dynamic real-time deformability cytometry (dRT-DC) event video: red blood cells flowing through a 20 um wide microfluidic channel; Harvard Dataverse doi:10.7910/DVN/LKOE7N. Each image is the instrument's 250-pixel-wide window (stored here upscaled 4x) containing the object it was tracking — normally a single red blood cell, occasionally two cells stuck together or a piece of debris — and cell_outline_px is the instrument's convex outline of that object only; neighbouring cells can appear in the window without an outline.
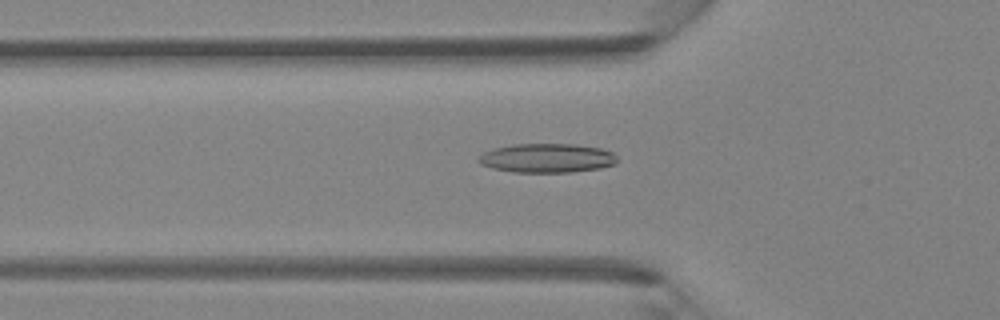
{"species": "Egyptian fruit bat (a non-hibernating species)", "species_latin": "Rousettus aegyptiacus", "temperature_condition": "room temperature", "stored_images_in_passage": 42, "segment_of_instrument_passage": [1, 2], "camera_frame_rate_fps": 3000, "um_per_image_px": 0.085, "animal": {"sex": "female"}, "frame": {"image": 1, "passage_image": 11, "time_ms": 3.333, "image_size_px": [1000, 320], "cell_outline_px": [[616, 164], [600, 168], [572, 172], [512, 172], [492, 168], [480, 164], [476, 160], [484, 152], [492, 148], [512, 144], [576, 144], [600, 148], [612, 152], [616, 156]], "centroid_in_image_um": [46.47, 13.43], "position_along_channel_um": 79.3, "area_um2": 23.64}}
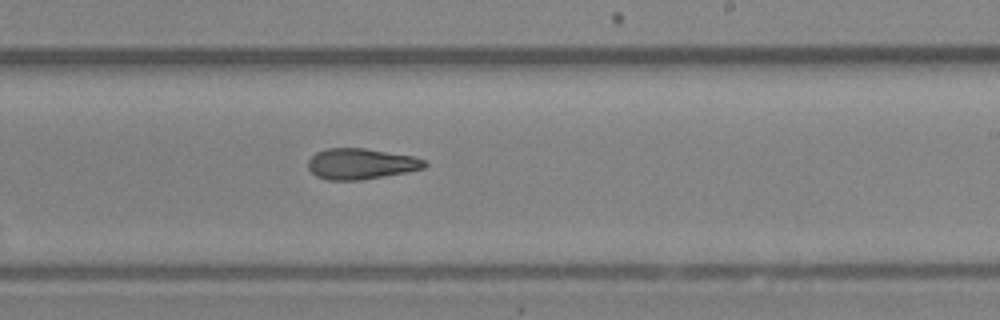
{"frame": {"image": 2, "passage_image": 23, "time_ms": 7.333, "image_size_px": [1000, 320], "cell_outline_px": [[428, 164], [424, 168], [408, 172], [360, 180], [328, 180], [316, 176], [308, 168], [308, 160], [316, 152], [328, 148], [364, 148], [412, 156], [424, 160]], "centroid_in_image_um": [30.67, 13.93], "position_along_channel_um": 258.3, "area_um2": 20.87}}
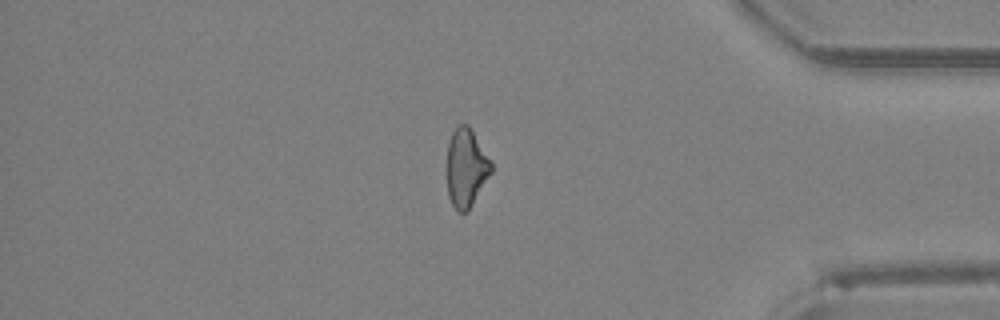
{"frame": {"image": 3, "passage_image": 34, "time_ms": 11.0, "image_size_px": [1000, 320], "cell_outline_px": [[492, 172], [468, 212], [456, 212], [448, 196], [444, 168], [448, 144], [452, 132], [460, 124], [468, 124], [492, 164]], "centroid_in_image_um": [39.56, 14.31], "position_along_channel_um": 395.6, "area_um2": 20.69}}